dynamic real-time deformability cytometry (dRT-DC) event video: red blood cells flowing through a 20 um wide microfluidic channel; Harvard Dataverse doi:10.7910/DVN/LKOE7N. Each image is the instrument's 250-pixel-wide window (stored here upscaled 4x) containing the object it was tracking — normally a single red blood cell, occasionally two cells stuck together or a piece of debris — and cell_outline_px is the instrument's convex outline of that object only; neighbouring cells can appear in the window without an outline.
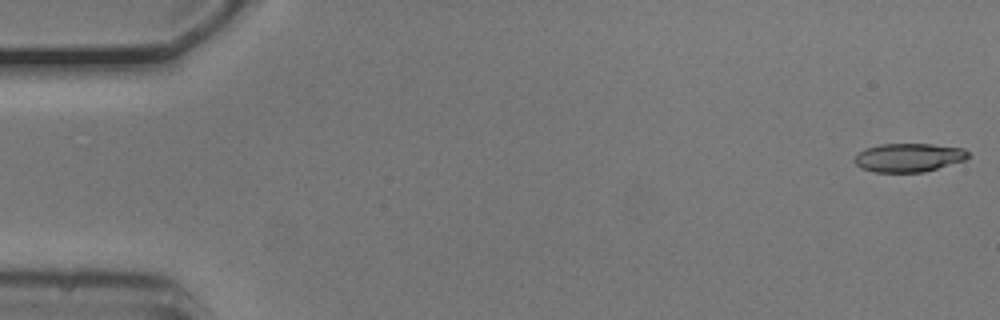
{"species": "common noctule bat (a hibernating species)", "species_latin": "Nyctalus noctula", "temperature_condition": "cold", "stored_images_in_passage": 54, "camera_frame_rate_fps": 3000, "um_per_image_px": 0.085, "animal": {"sex": "male", "body_mass_g": 20.5, "forearm_length_mm": 52.5}, "frame": {"image": 1, "passage_image": 1, "time_ms": 0.0, "image_size_px": [1000, 320], "cell_outline_px": [[968, 156], [964, 160], [924, 172], [872, 172], [860, 168], [852, 160], [864, 148], [880, 144], [932, 144], [964, 148], [968, 152]], "centroid_in_image_um": [77.2, 13.39], "position_along_channel_um": 7.8, "area_um2": 18.96}}
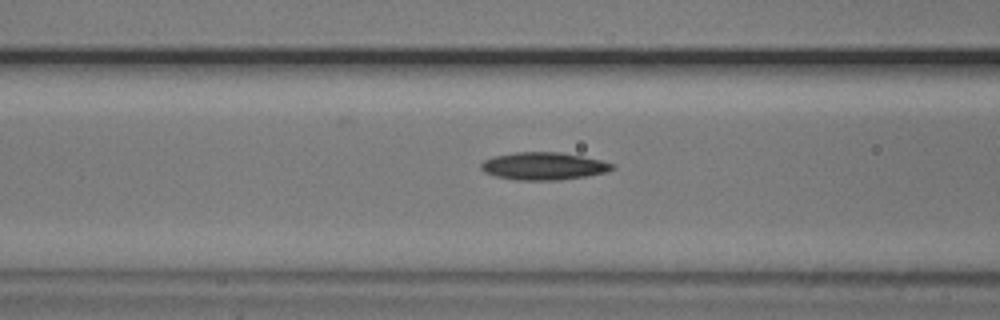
{"frame": {"image": 2, "passage_image": 21, "time_ms": 6.667, "image_size_px": [1000, 320], "cell_outline_px": [[616, 168], [608, 172], [560, 180], [516, 180], [496, 176], [484, 172], [480, 168], [480, 164], [484, 160], [492, 156], [516, 152], [560, 152], [600, 160], [616, 164]], "centroid_in_image_um": [46.2, 14.12], "position_along_channel_um": 120.4, "area_um2": 21.15}}
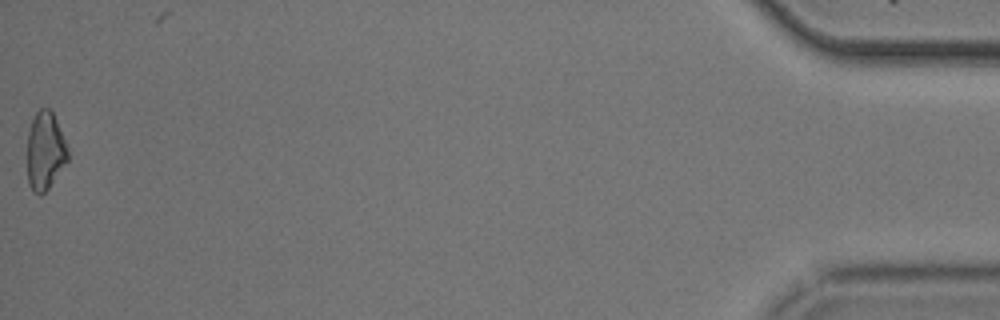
{"frame": {"image": 3, "passage_image": 54, "time_ms": 17.667, "image_size_px": [1000, 320], "cell_outline_px": [[68, 160], [48, 188], [40, 196], [32, 192], [28, 184], [28, 132], [32, 120], [36, 112], [40, 108], [48, 108], [52, 112], [56, 120], [68, 148]], "centroid_in_image_um": [3.83, 12.85], "position_along_channel_um": 431.4, "area_um2": 18.32}, "authors_computed_cell_mechanics": {"area_um2": 19.3052, "velocity_mm_per_s": 3.7311, "shape_relaxation_time_tau1_ms": 5.5867, "shape_relaxation_time_tau2_ms": null, "deformation_change_tau1": 0.1225, "deformation_change_tau2": null}}